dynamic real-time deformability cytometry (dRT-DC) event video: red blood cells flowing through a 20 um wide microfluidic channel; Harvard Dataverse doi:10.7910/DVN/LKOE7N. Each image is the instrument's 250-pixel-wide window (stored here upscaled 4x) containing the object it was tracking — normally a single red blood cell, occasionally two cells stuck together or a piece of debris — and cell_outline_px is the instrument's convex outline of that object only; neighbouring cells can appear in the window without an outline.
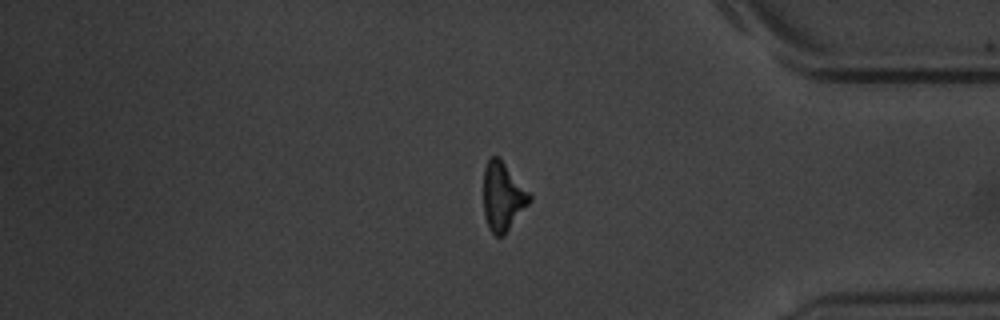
{"species": "common noctule bat (a hibernating species)", "species_latin": "Nyctalus noctula", "temperature_condition": "warm", "stored_images_in_passage": 17, "segment_of_instrument_passage": [2, 2], "camera_frame_rate_fps": 3000, "um_per_image_px": 0.085, "animal": {"sex": "male", "body_mass_g": 20.1, "forearm_length_mm": 53.5}, "frame": {"image": 1, "passage_image": 17, "time_ms": 19.667, "image_size_px": [1000, 320], "cell_outline_px": [[532, 200], [504, 236], [496, 236], [488, 228], [484, 216], [484, 168], [488, 160], [492, 156], [500, 156], [532, 196]], "centroid_in_image_um": [42.74, 16.71], "position_along_channel_um": 392.5, "area_um2": 18.55}}